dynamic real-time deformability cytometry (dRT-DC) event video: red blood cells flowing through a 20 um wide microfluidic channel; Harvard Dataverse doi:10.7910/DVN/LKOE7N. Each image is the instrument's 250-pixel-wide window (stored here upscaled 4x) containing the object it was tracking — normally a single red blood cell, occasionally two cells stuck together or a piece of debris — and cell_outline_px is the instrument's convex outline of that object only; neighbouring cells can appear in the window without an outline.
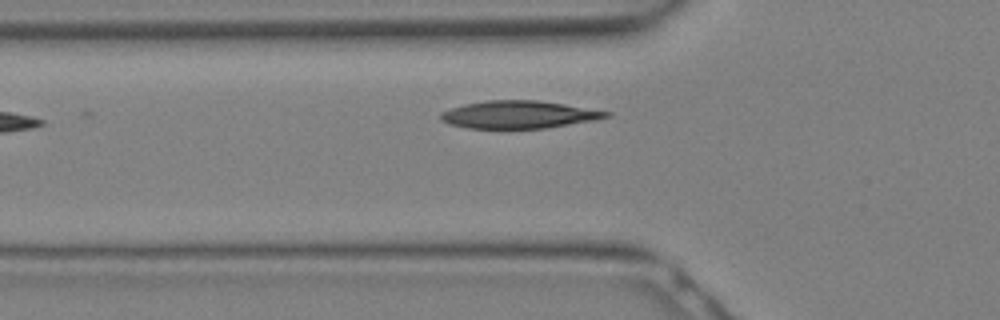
{"species": "Egyptian fruit bat (a non-hibernating species)", "species_latin": "Rousettus aegyptiacus", "temperature_condition": "warm", "stored_images_in_passage": 21, "camera_frame_rate_fps": 3000, "um_per_image_px": 0.085, "animal": {"sex": "female"}, "frame": {"image": 1, "passage_image": 3, "time_ms": 0.667, "image_size_px": [1000, 320], "cell_outline_px": [[612, 116], [596, 120], [544, 128], [468, 128], [448, 124], [440, 120], [440, 112], [464, 104], [488, 100], [536, 100], [564, 104], [612, 112]], "centroid_in_image_um": [44.1, 9.74], "position_along_channel_um": 81.7, "area_um2": 26.59}}
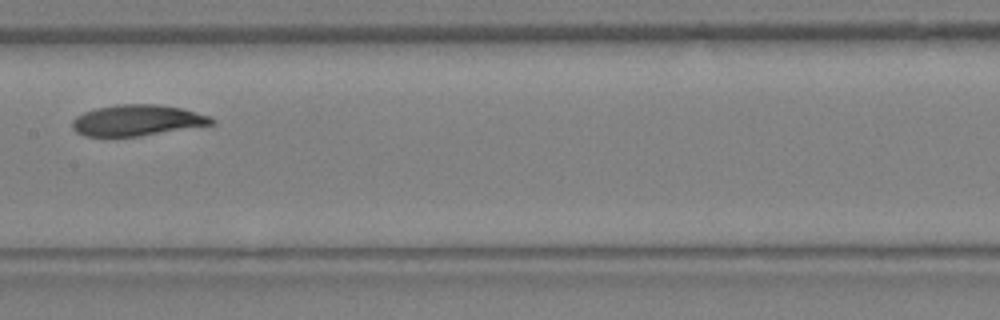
{"frame": {"image": 2, "passage_image": 8, "time_ms": 2.333, "image_size_px": [1000, 320], "cell_outline_px": [[216, 124], [140, 136], [84, 136], [76, 132], [72, 128], [72, 120], [76, 116], [84, 112], [96, 108], [116, 104], [156, 104], [180, 108], [212, 116], [216, 120]], "centroid_in_image_um": [11.68, 10.23], "position_along_channel_um": 195.7, "area_um2": 25.32}}
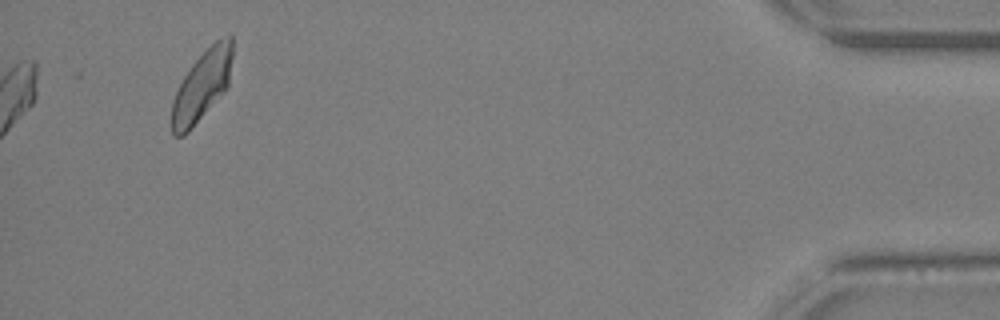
{"frame": {"image": 3, "passage_image": 21, "time_ms": 6.667, "image_size_px": [1000, 320], "cell_outline_px": [[232, 56], [228, 84], [224, 92], [188, 132], [184, 136], [172, 136], [172, 100], [184, 76], [192, 64], [216, 40], [224, 36], [232, 36]], "centroid_in_image_um": [17.16, 7.3], "position_along_channel_um": 418.0, "area_um2": 24.39}}